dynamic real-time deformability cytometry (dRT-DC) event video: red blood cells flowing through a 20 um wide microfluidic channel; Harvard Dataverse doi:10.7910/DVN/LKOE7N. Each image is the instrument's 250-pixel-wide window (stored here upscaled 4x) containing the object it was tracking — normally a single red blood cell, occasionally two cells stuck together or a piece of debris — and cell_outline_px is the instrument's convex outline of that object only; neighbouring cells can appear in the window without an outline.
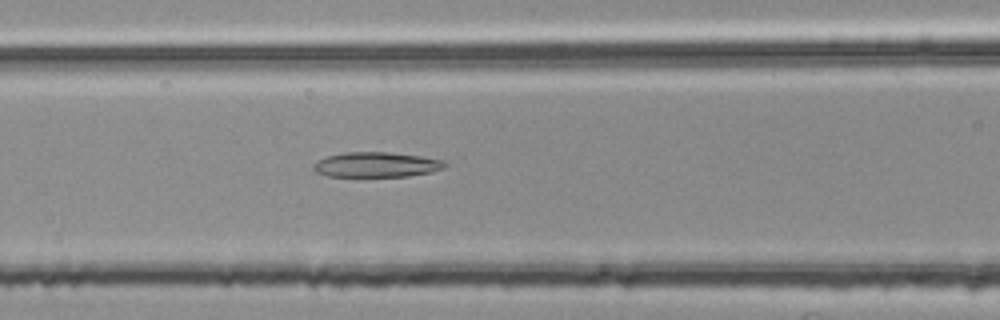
{"species": "common noctule bat (a hibernating species)", "species_latin": "Nyctalus noctula", "temperature_condition": "room temperature", "stored_images_in_passage": 45, "camera_frame_rate_fps": 3000, "um_per_image_px": 0.085, "animal": {"sex": "female", "body_mass_g": 25.1}, "frame": {"image": 1, "passage_image": 14, "time_ms": 4.333, "image_size_px": [1000, 320], "cell_outline_px": [[448, 164], [444, 168], [432, 172], [408, 176], [328, 176], [316, 172], [312, 168], [312, 164], [328, 156], [348, 152], [388, 152], [420, 156], [444, 160]], "centroid_in_image_um": [32.03, 14.0], "position_along_channel_um": 134.6, "area_um2": 19.07}}
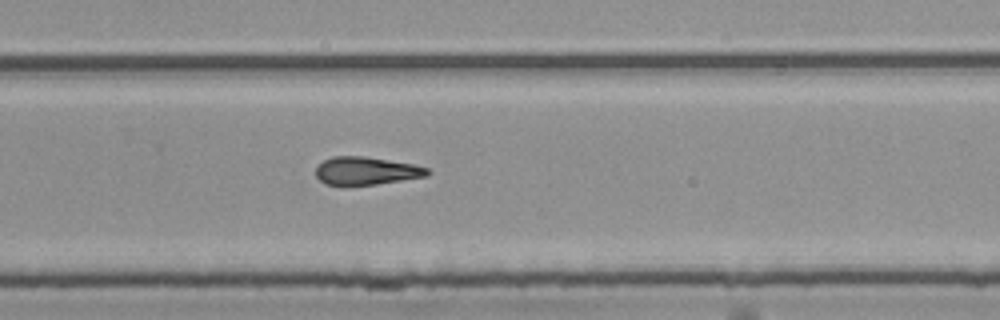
{"frame": {"image": 2, "passage_image": 27, "time_ms": 8.667, "image_size_px": [1000, 320], "cell_outline_px": [[432, 172], [424, 176], [376, 184], [344, 188], [324, 184], [316, 176], [316, 168], [324, 160], [332, 156], [364, 156], [416, 164], [428, 168]], "centroid_in_image_um": [31.08, 14.55], "position_along_channel_um": 298.7, "area_um2": 18.67}}
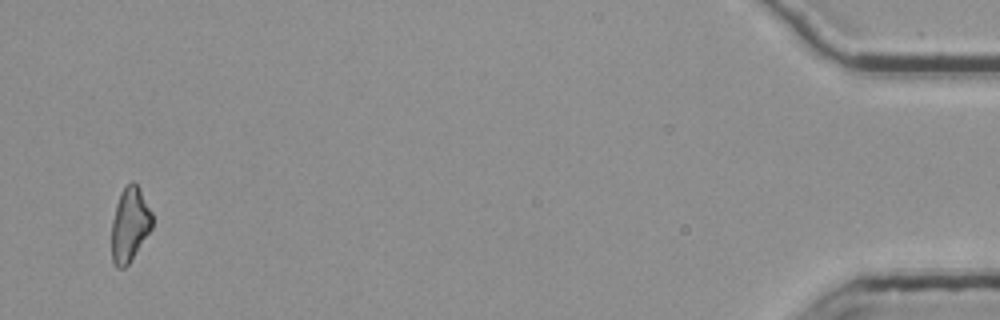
{"frame": {"image": 3, "passage_image": 44, "time_ms": 14.333, "image_size_px": [1000, 320], "cell_outline_px": [[152, 228], [128, 264], [124, 268], [116, 268], [112, 260], [112, 220], [116, 204], [124, 184], [132, 180], [140, 188], [152, 212]], "centroid_in_image_um": [11.03, 19.05], "position_along_channel_um": 424.2, "area_um2": 17.63}, "authors_computed_cell_mechanics": {"area_um2": 18.6694, "velocity_mm_per_s": 3.7982, "shape_relaxation_time_tau1_ms": null, "shape_relaxation_time_tau2_ms": 8.108, "deformation_change_tau1": null, "deformation_change_tau2": 0.2297}}